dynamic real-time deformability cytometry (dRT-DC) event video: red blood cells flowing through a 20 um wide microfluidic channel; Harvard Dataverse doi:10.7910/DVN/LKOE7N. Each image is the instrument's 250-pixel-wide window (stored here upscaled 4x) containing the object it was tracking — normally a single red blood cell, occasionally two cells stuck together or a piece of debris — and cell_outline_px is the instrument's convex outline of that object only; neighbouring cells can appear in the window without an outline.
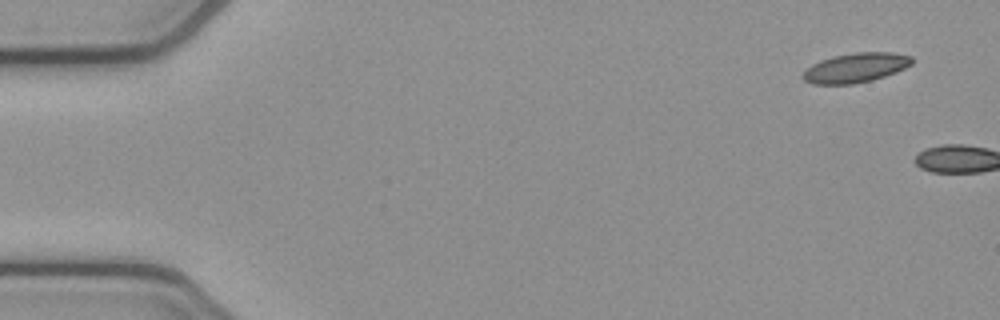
{"species": "common noctule bat (a hibernating species)", "species_latin": "Nyctalus noctula", "temperature_condition": "cold", "stored_images_in_passage": 2, "camera_frame_rate_fps": 3000, "um_per_image_px": 0.085, "animal": {"sex": "female", "body_mass_g": 21.9}, "frame": {"image": 1, "passage_image": 1, "time_ms": 0.0, "image_size_px": [1000, 320], "cell_outline_px": [[912, 64], [896, 72], [872, 80], [852, 84], [812, 84], [804, 80], [800, 76], [812, 64], [820, 60], [832, 56], [856, 52], [892, 52], [912, 56]], "centroid_in_image_um": [72.72, 5.75], "position_along_channel_um": 12.3, "area_um2": 18.79}}